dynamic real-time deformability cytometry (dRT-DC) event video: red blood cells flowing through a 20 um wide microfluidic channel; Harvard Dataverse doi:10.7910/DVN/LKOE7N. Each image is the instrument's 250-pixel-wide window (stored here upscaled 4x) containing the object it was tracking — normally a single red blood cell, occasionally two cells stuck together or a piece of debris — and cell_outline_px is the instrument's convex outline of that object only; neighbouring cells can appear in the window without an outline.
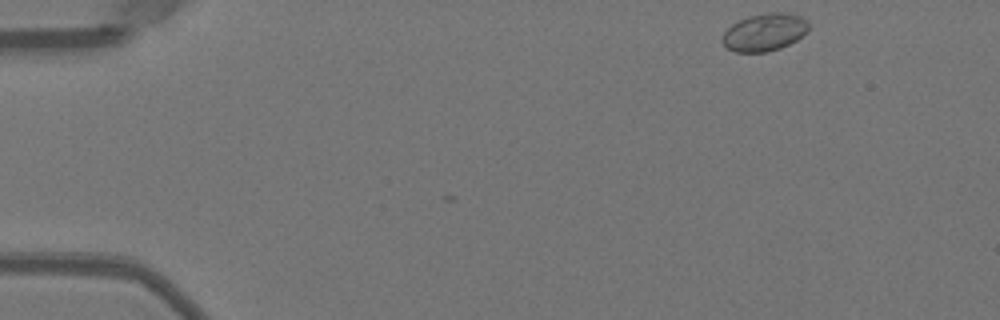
{"species": "Egyptian fruit bat (a non-hibernating species)", "species_latin": "Rousettus aegyptiacus", "temperature_condition": "warm", "stored_images_in_passage": 39, "camera_frame_rate_fps": 3000, "um_per_image_px": 0.085, "animal": {"sex": "female"}, "frame": {"image": 1, "passage_image": 1, "time_ms": 0.0, "image_size_px": [1000, 320], "cell_outline_px": [[808, 28], [796, 40], [780, 48], [768, 52], [736, 52], [728, 48], [720, 40], [724, 32], [732, 24], [748, 16], [768, 12], [784, 12], [800, 16], [808, 24]], "centroid_in_image_um": [64.94, 2.74], "position_along_channel_um": 20.1, "area_um2": 18.67}}
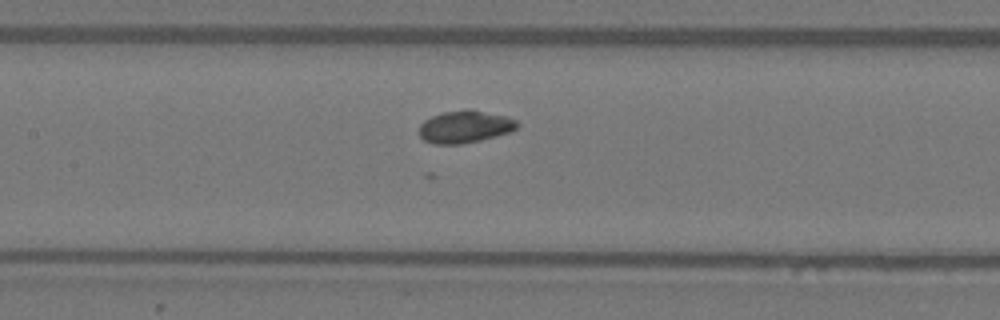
{"frame": {"image": 2, "passage_image": 20, "time_ms": 6.333, "image_size_px": [1000, 320], "cell_outline_px": [[520, 124], [516, 128], [508, 132], [496, 136], [480, 140], [460, 144], [432, 144], [424, 140], [420, 136], [420, 124], [424, 120], [432, 116], [444, 112], [468, 108], [508, 116], [516, 120]], "centroid_in_image_um": [39.52, 10.76], "position_along_channel_um": 167.9, "area_um2": 18.55}}
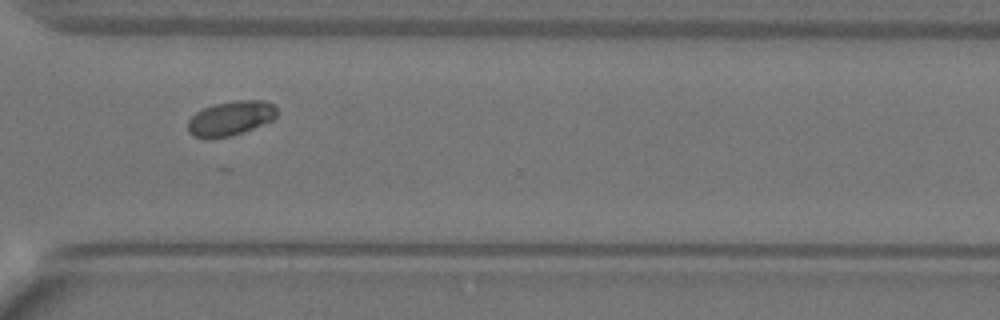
{"frame": {"image": 3, "passage_image": 34, "time_ms": 11.0, "image_size_px": [1000, 320], "cell_outline_px": [[276, 116], [272, 120], [252, 128], [228, 136], [212, 140], [208, 140], [192, 136], [188, 132], [188, 120], [196, 112], [204, 108], [216, 104], [236, 100], [264, 100], [272, 104], [276, 108]], "centroid_in_image_um": [19.55, 10.07], "position_along_channel_um": 351.0, "area_um2": 17.86}, "authors_computed_cell_mechanics": {"area_um2": 17.8602, "velocity_mm_per_s": 3.929, "shape_relaxation_time_tau1_ms": 5.8045, "shape_relaxation_time_tau2_ms": null, "deformation_change_tau1": 0.1089, "deformation_change_tau2": null}}